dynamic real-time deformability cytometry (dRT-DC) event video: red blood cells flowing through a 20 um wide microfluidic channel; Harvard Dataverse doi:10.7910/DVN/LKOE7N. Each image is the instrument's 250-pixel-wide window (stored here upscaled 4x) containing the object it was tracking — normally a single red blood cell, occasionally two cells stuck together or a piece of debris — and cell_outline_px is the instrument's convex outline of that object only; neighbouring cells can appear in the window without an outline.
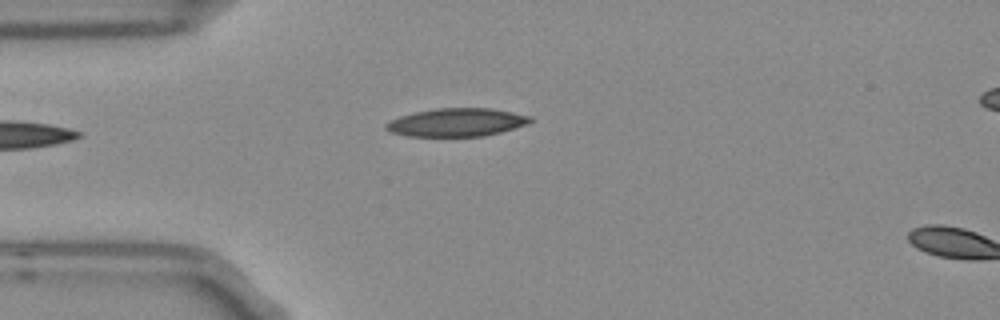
{"species": "Egyptian fruit bat (a non-hibernating species)", "species_latin": "Rousettus aegyptiacus", "temperature_condition": "room temperature", "stored_images_in_passage": 2, "camera_frame_rate_fps": 3000, "um_per_image_px": 0.085, "frame": {"image": 1, "passage_image": 1, "time_ms": 0.0, "image_size_px": [1000, 320], "cell_outline_px": [[532, 120], [528, 124], [500, 132], [484, 136], [408, 136], [392, 132], [384, 128], [384, 124], [388, 120], [400, 116], [416, 112], [436, 108], [492, 108], [532, 116]], "centroid_in_image_um": [38.81, 10.39], "position_along_channel_um": 46.2, "area_um2": 23.7}}